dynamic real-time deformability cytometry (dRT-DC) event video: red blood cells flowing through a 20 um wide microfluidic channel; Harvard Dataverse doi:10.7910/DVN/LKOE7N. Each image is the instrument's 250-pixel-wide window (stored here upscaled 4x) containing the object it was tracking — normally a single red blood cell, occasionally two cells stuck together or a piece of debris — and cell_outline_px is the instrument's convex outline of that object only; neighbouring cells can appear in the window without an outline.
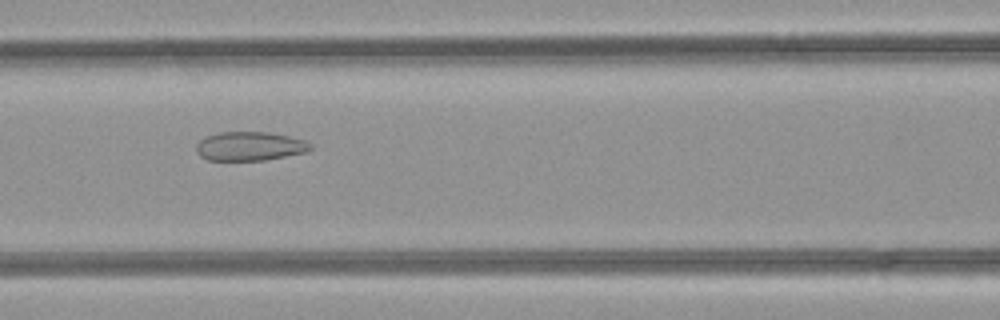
{"species": "common noctule bat (a hibernating species)", "species_latin": "Nyctalus noctula", "temperature_condition": "room temperature", "stored_images_in_passage": 48, "camera_frame_rate_fps": 3000, "um_per_image_px": 0.085, "animal": {"sex": "female", "body_mass_g": 21.9}, "frame": {"image": 1, "passage_image": 21, "time_ms": 6.667, "image_size_px": [1000, 320], "cell_outline_px": [[312, 148], [304, 152], [264, 160], [208, 160], [200, 156], [196, 152], [196, 144], [200, 140], [208, 136], [220, 132], [268, 132], [288, 136], [304, 140], [312, 144]], "centroid_in_image_um": [21.21, 12.42], "position_along_channel_um": 145.4, "area_um2": 19.07}}
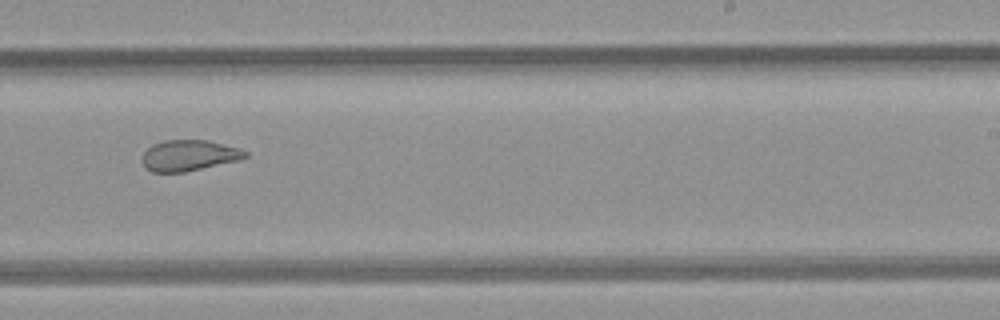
{"frame": {"image": 2, "passage_image": 30, "time_ms": 9.667, "image_size_px": [1000, 320], "cell_outline_px": [[248, 156], [240, 160], [184, 172], [152, 172], [144, 164], [144, 152], [152, 144], [164, 140], [208, 140], [240, 148], [248, 152]], "centroid_in_image_um": [16.11, 13.2], "position_along_channel_um": 272.9, "area_um2": 18.44}}
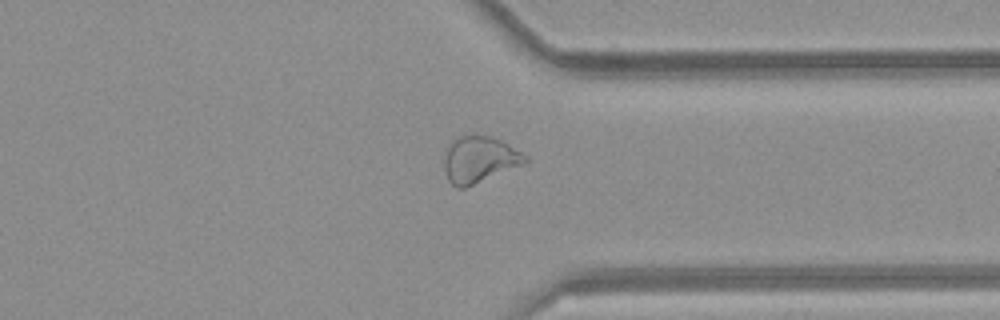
{"frame": {"image": 3, "passage_image": 37, "time_ms": 12.0, "image_size_px": [1000, 320], "cell_outline_px": [[528, 160], [524, 164], [464, 188], [456, 188], [448, 180], [444, 168], [444, 148], [452, 140], [464, 132], [492, 136], [508, 144], [528, 156]], "centroid_in_image_um": [40.7, 13.51], "position_along_channel_um": 370.7, "area_um2": 22.43}, "authors_computed_cell_mechanics": {"area_um2": 24.2182, "velocity_mm_per_s": 4.257, "shape_relaxation_time_tau1_ms": null, "shape_relaxation_time_tau2_ms": 1.6486, "deformation_change_tau1": null, "deformation_change_tau2": 0.0939}}